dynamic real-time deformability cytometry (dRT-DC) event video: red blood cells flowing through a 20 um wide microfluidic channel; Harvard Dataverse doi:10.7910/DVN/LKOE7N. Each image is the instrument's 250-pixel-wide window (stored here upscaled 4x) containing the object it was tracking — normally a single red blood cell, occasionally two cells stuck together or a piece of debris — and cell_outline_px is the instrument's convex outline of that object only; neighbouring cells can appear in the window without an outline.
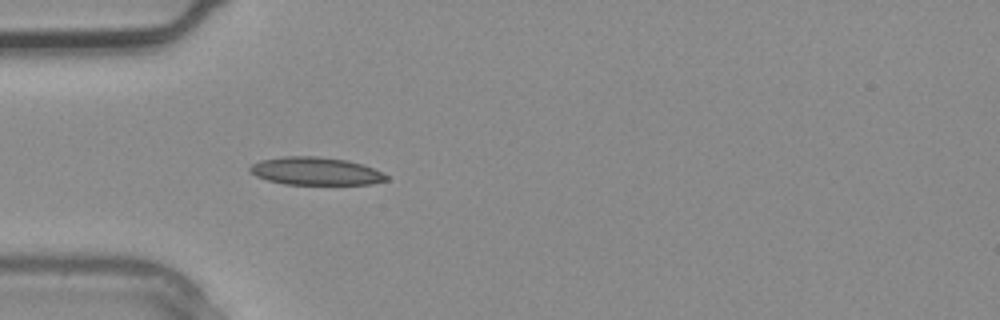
{"species": "common noctule bat (a hibernating species)", "species_latin": "Nyctalus noctula", "temperature_condition": "warm", "stored_images_in_passage": 2, "camera_frame_rate_fps": 3000, "um_per_image_px": 0.085, "animal": {"sex": "male", "body_mass_g": 20.4}, "frame": {"image": 1, "passage_image": 2, "time_ms": 0.333, "image_size_px": [1000, 320], "cell_outline_px": [[388, 180], [372, 184], [284, 184], [268, 180], [256, 176], [248, 172], [248, 168], [252, 164], [260, 160], [284, 156], [316, 156], [348, 160], [364, 164], [388, 176]], "centroid_in_image_um": [26.8, 14.54], "position_along_channel_um": 58.2, "area_um2": 22.2}}